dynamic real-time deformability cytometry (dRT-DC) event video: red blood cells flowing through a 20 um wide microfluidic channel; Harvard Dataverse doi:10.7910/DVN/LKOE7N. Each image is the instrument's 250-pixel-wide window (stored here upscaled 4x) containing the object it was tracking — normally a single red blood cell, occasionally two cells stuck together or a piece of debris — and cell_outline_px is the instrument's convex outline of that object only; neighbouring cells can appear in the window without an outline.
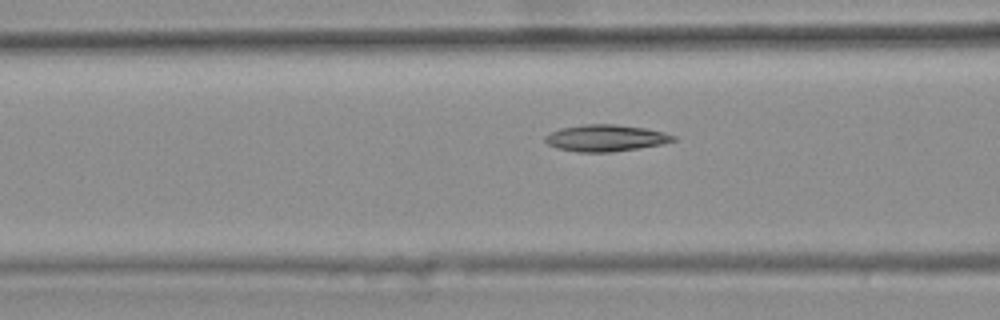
{"species": "common noctule bat (a hibernating species)", "species_latin": "Nyctalus noctula", "temperature_condition": "warm", "stored_images_in_passage": 20, "camera_frame_rate_fps": 3000, "um_per_image_px": 0.085, "animal": {"sex": "female", "body_mass_g": 25.1}, "frame": {"image": 1, "passage_image": 15, "time_ms": 4.667, "image_size_px": [1000, 320], "cell_outline_px": [[676, 140], [660, 144], [612, 152], [580, 152], [556, 148], [548, 144], [544, 140], [544, 136], [560, 128], [584, 124], [616, 124], [644, 128], [664, 132], [676, 136]], "centroid_in_image_um": [51.45, 11.73], "position_along_channel_um": 115.1, "area_um2": 19.77}}